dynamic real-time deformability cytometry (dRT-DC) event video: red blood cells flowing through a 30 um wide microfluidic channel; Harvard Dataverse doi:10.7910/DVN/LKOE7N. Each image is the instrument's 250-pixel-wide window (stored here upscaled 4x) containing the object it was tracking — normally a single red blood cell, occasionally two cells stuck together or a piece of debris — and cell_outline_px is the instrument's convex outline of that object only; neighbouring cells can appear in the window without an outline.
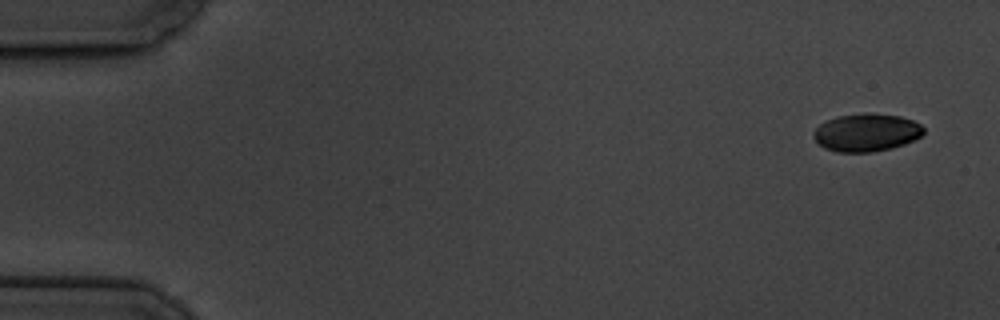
{"species": "common noctule bat (a hibernating species)", "species_latin": "Nyctalus noctula", "temperature_condition": "cold", "stored_images_in_passage": 8, "camera_frame_rate_fps": 3000, "um_per_image_px": 0.085, "animal": {"sex": "male", "body_mass_g": 19.5, "forearm_length_mm": 54.6}, "frame": {"image": 1, "passage_image": 1, "time_ms": 0.0, "image_size_px": [1000, 320], "cell_outline_px": [[924, 132], [920, 136], [904, 144], [892, 148], [872, 152], [836, 152], [824, 148], [816, 144], [812, 136], [812, 132], [824, 120], [836, 116], [864, 112], [872, 112], [900, 116], [912, 120], [920, 124], [924, 128]], "centroid_in_image_um": [73.58, 11.25], "position_along_channel_um": 11.4, "area_um2": 24.74}}
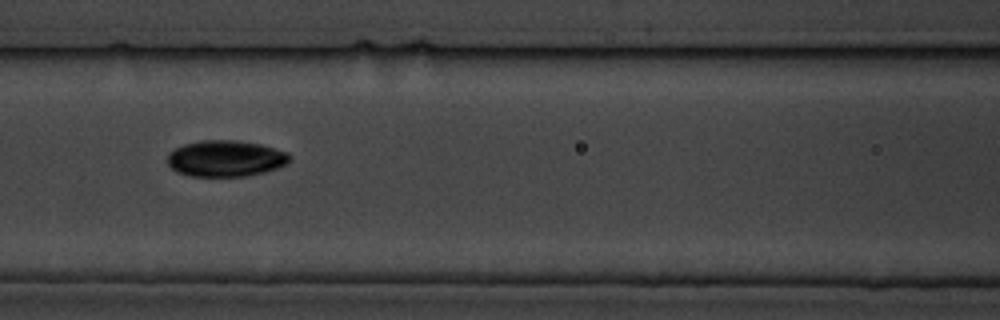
{"frame": {"image": 2, "passage_image": 7, "time_ms": 7.667, "image_size_px": [1000, 320], "cell_outline_px": [[288, 160], [284, 164], [276, 168], [264, 172], [244, 176], [188, 176], [176, 172], [168, 164], [168, 152], [184, 144], [200, 140], [236, 140], [260, 144], [288, 152]], "centroid_in_image_um": [19.12, 13.47], "position_along_channel_um": 147.5, "area_um2": 25.66}}
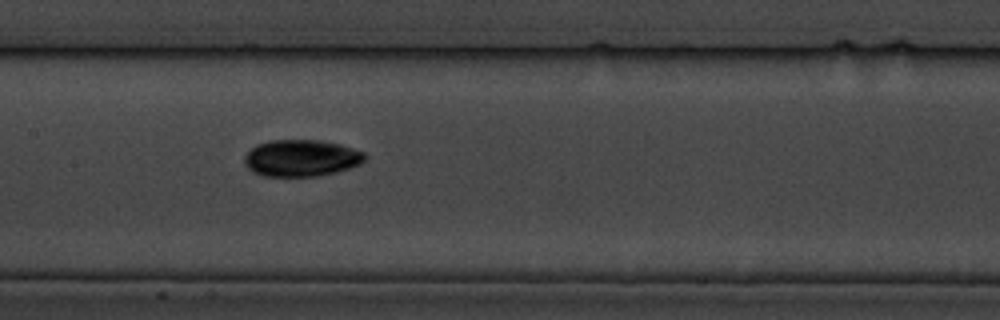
{"frame": {"image": 3, "passage_image": 8, "time_ms": 8.667, "image_size_px": [1000, 320], "cell_outline_px": [[364, 160], [360, 164], [336, 172], [316, 176], [264, 176], [252, 172], [244, 164], [244, 156], [256, 144], [268, 140], [320, 140], [340, 144], [364, 152]], "centroid_in_image_um": [25.57, 13.43], "position_along_channel_um": 181.8, "area_um2": 25.78}}